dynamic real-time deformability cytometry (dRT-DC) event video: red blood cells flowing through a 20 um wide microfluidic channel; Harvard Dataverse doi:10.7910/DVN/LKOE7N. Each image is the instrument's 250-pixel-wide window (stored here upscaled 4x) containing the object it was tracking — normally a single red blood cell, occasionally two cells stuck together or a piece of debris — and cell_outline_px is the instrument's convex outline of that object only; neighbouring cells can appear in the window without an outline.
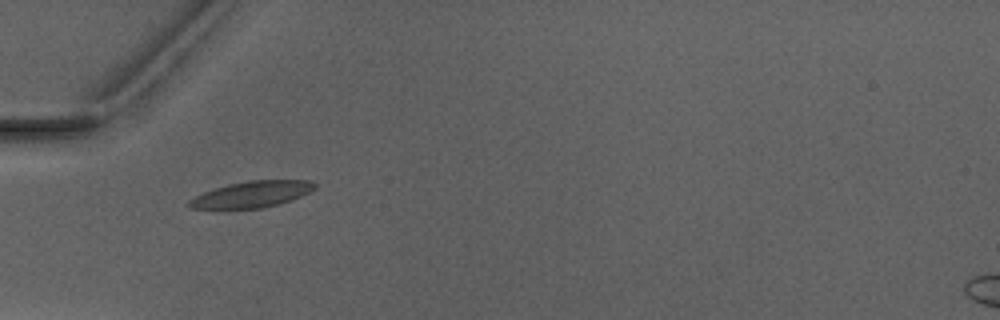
{"species": "Egyptian fruit bat (a non-hibernating species)", "species_latin": "Rousettus aegyptiacus", "temperature_condition": "warm", "stored_images_in_passage": 7, "camera_frame_rate_fps": 3000, "um_per_image_px": 0.085, "animal": {"sex": "male"}, "frame": {"image": 1, "passage_image": 5, "time_ms": 4.667, "image_size_px": [1000, 320], "cell_outline_px": [[316, 188], [292, 200], [260, 208], [188, 208], [184, 204], [188, 200], [204, 192], [228, 184], [248, 180], [312, 180], [316, 184]], "centroid_in_image_um": [21.39, 16.5], "position_along_channel_um": 63.6, "area_um2": 19.07}}
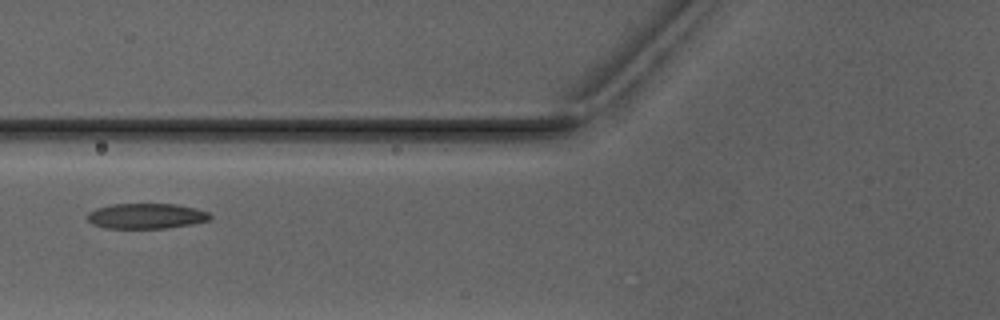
{"frame": {"image": 2, "passage_image": 6, "time_ms": 6.0, "image_size_px": [1000, 320], "cell_outline_px": [[212, 216], [208, 220], [192, 224], [168, 228], [104, 228], [92, 224], [88, 220], [88, 212], [96, 208], [112, 204], [176, 204], [196, 208], [208, 212]], "centroid_in_image_um": [12.43, 18.36], "position_along_channel_um": 113.4, "area_um2": 18.15}}
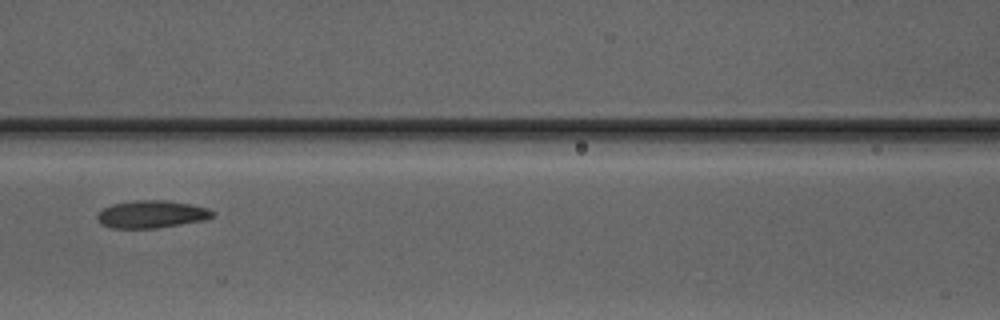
{"frame": {"image": 3, "passage_image": 7, "time_ms": 7.0, "image_size_px": [1000, 320], "cell_outline_px": [[216, 216], [204, 220], [156, 228], [112, 228], [100, 224], [96, 220], [96, 212], [112, 204], [132, 200], [164, 200], [188, 204], [208, 208], [216, 212]], "centroid_in_image_um": [12.85, 18.21], "position_along_channel_um": 153.8, "area_um2": 18.67}}